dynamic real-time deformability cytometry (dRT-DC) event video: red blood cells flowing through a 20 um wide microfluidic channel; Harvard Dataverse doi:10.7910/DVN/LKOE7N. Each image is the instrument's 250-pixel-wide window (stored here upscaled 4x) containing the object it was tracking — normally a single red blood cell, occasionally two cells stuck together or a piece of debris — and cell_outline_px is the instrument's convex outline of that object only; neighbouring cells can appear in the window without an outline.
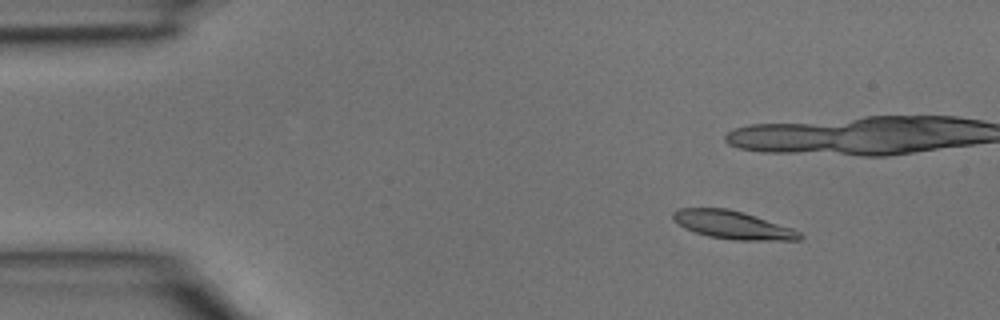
{"species": "common noctule bat (a hibernating species)", "species_latin": "Nyctalus noctula", "temperature_condition": "room temperature", "stored_images_in_passage": 3, "camera_frame_rate_fps": 3000, "um_per_image_px": 0.085, "animal": {"sex": "male", "body_mass_g": 15.6}, "frame": {"image": 1, "passage_image": 1, "time_ms": 0.0, "image_size_px": [1000, 320], "cell_outline_px": [[804, 236], [800, 240], [732, 240], [708, 236], [684, 228], [672, 220], [672, 212], [680, 208], [728, 208], [744, 212], [792, 228], [800, 232]], "centroid_in_image_um": [62.27, 19.12], "position_along_channel_um": 22.7, "area_um2": 20.81}}